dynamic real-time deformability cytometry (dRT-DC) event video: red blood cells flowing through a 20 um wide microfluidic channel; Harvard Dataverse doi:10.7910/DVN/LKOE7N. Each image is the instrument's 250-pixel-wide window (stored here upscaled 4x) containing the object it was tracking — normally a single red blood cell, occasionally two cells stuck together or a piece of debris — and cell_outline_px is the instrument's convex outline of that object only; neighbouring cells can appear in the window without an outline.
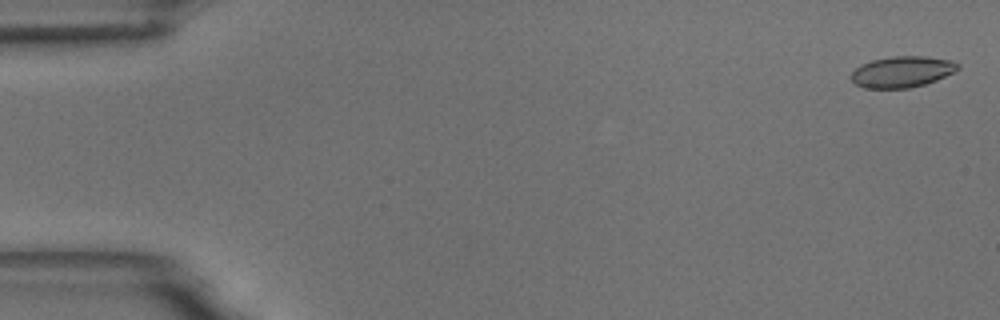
{"species": "common noctule bat (a hibernating species)", "species_latin": "Nyctalus noctula", "temperature_condition": "room temperature", "stored_images_in_passage": 55, "camera_frame_rate_fps": 3000, "um_per_image_px": 0.085, "animal": {"sex": "male", "body_mass_g": 18.8}, "frame": {"image": 1, "passage_image": 2, "time_ms": 0.333, "image_size_px": [1000, 320], "cell_outline_px": [[960, 68], [936, 80], [924, 84], [908, 88], [864, 88], [856, 84], [848, 76], [860, 64], [872, 60], [892, 56], [924, 56], [952, 60], [960, 64]], "centroid_in_image_um": [76.65, 6.09], "position_along_channel_um": 8.4, "area_um2": 19.36}}
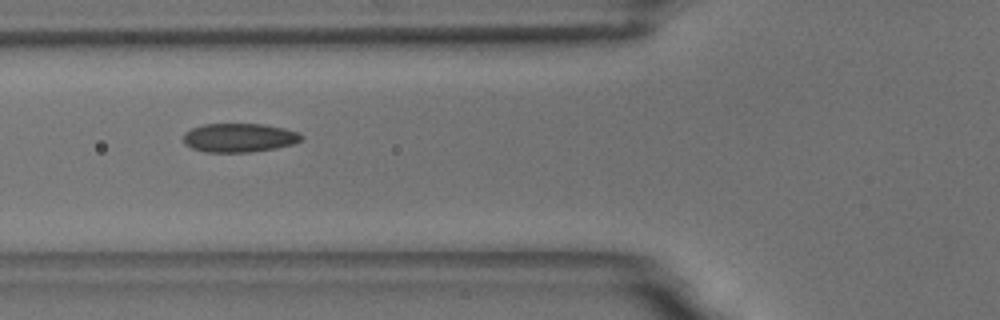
{"frame": {"image": 2, "passage_image": 21, "time_ms": 6.667, "image_size_px": [1000, 320], "cell_outline_px": [[304, 136], [300, 140], [292, 144], [272, 148], [248, 152], [204, 152], [192, 148], [184, 144], [184, 132], [192, 128], [204, 124], [264, 124], [284, 128], [300, 132]], "centroid_in_image_um": [20.31, 11.7], "position_along_channel_um": 105.5, "area_um2": 19.77}}
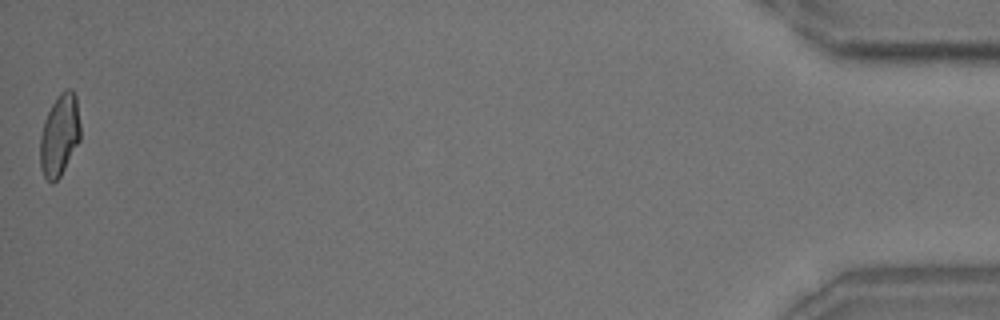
{"frame": {"image": 3, "passage_image": 55, "time_ms": 18.0, "image_size_px": [1000, 320], "cell_outline_px": [[80, 140], [60, 176], [52, 184], [44, 176], [40, 168], [40, 136], [44, 120], [52, 104], [60, 92], [64, 88], [72, 88], [76, 96], [80, 124]], "centroid_in_image_um": [5.06, 11.46], "position_along_channel_um": 430.1, "area_um2": 19.25}, "authors_computed_cell_mechanics": {"area_um2": 19.5942, "velocity_mm_per_s": 3.6999, "shape_relaxation_time_tau1_ms": 5.95, "shape_relaxation_time_tau2_ms": 1.2663, "deformation_change_tau1": 0.1377, "deformation_change_tau2": 0.0624}}